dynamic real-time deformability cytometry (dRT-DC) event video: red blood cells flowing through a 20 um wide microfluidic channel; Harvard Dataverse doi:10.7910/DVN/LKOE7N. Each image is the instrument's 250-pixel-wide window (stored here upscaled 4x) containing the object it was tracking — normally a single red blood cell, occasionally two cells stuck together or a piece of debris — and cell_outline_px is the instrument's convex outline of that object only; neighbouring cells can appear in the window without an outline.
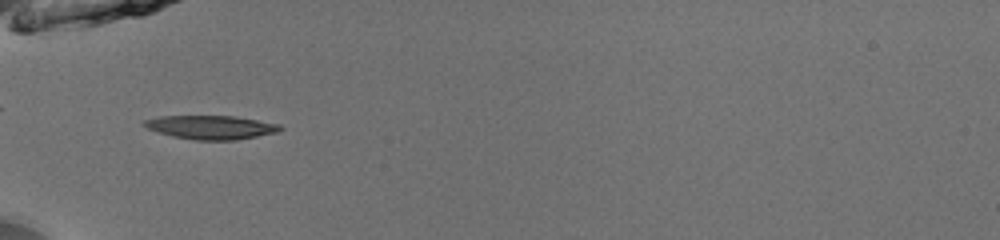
{"species": "common noctule bat (a hibernating species)", "species_latin": "Nyctalus noctula", "temperature_condition": "room temperature", "stored_images_in_passage": 13, "camera_frame_rate_fps": 3000, "um_per_image_px": 0.085, "animal": {"sex": "male", "body_mass_g": 13.0, "forearm_length_mm": 53.1}, "frame": {"image": 1, "passage_image": 1, "time_ms": 0.0, "image_size_px": [1000, 240], "cell_outline_px": [[284, 128], [276, 132], [236, 140], [196, 140], [172, 136], [148, 128], [144, 124], [144, 120], [160, 116], [236, 116], [280, 124]], "centroid_in_image_um": [17.97, 10.81], "position_along_channel_um": 67.0, "area_um2": 18.61}}
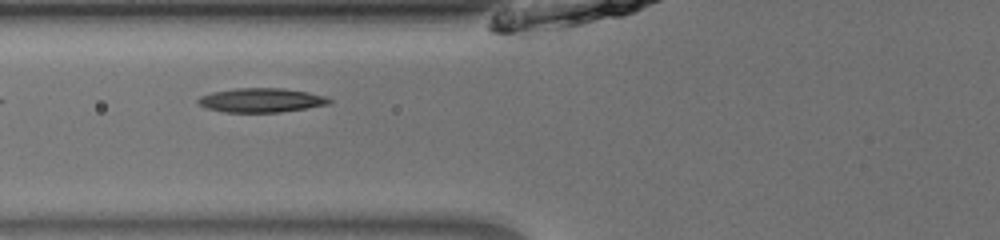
{"frame": {"image": 2, "passage_image": 4, "time_ms": 1.0, "image_size_px": [1000, 240], "cell_outline_px": [[332, 100], [328, 104], [308, 108], [280, 112], [224, 112], [208, 108], [200, 104], [196, 100], [200, 96], [212, 92], [236, 88], [284, 88], [308, 92], [328, 96]], "centroid_in_image_um": [22.24, 8.51], "position_along_channel_um": 103.6, "area_um2": 18.5}}
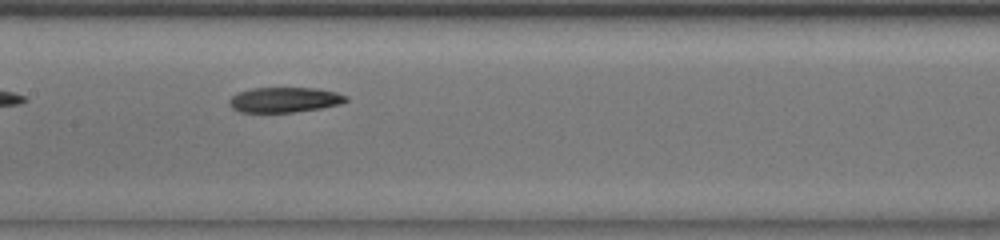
{"frame": {"image": 3, "passage_image": 10, "time_ms": 3.0, "image_size_px": [1000, 240], "cell_outline_px": [[348, 100], [340, 104], [320, 108], [292, 112], [240, 112], [232, 108], [228, 104], [228, 100], [236, 92], [252, 88], [316, 88], [336, 92], [348, 96]], "centroid_in_image_um": [24.15, 8.47], "position_along_channel_um": 183.2, "area_um2": 17.17}}